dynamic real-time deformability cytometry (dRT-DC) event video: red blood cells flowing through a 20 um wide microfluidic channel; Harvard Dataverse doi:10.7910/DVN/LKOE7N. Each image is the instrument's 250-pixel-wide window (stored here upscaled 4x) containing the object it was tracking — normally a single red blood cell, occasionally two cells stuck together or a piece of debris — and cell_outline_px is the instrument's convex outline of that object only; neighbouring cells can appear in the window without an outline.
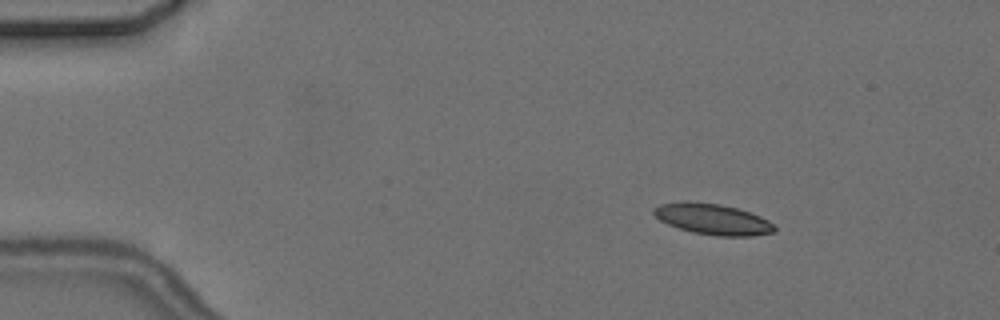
{"species": "common noctule bat (a hibernating species)", "species_latin": "Nyctalus noctula", "temperature_condition": "cold", "stored_images_in_passage": 6, "camera_frame_rate_fps": 3000, "um_per_image_px": 0.085, "animal": {"sex": "female", "body_mass_g": 24.6, "forearm_length_mm": 56.2}, "frame": {"image": 1, "passage_image": 2, "time_ms": 1.333, "image_size_px": [1000, 320], "cell_outline_px": [[776, 228], [772, 232], [752, 236], [716, 236], [692, 232], [668, 224], [660, 220], [652, 212], [652, 208], [660, 204], [684, 200], [688, 200], [720, 204], [736, 208], [760, 216], [768, 220]], "centroid_in_image_um": [60.53, 18.61], "position_along_channel_um": 24.5, "area_um2": 21.73}}
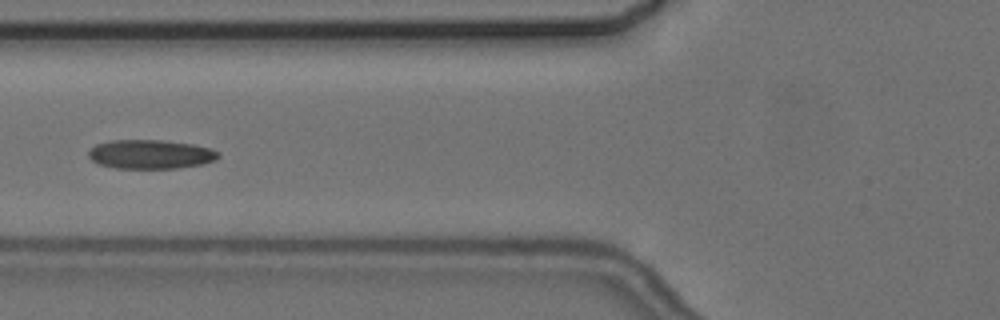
{"frame": {"image": 2, "passage_image": 6, "time_ms": 6.0, "image_size_px": [1000, 320], "cell_outline_px": [[220, 156], [216, 160], [200, 164], [176, 168], [116, 168], [100, 164], [92, 160], [88, 156], [88, 152], [96, 144], [112, 140], [160, 140], [192, 144], [212, 148], [220, 152]], "centroid_in_image_um": [12.82, 13.11], "position_along_channel_um": 113.0, "area_um2": 21.91}}